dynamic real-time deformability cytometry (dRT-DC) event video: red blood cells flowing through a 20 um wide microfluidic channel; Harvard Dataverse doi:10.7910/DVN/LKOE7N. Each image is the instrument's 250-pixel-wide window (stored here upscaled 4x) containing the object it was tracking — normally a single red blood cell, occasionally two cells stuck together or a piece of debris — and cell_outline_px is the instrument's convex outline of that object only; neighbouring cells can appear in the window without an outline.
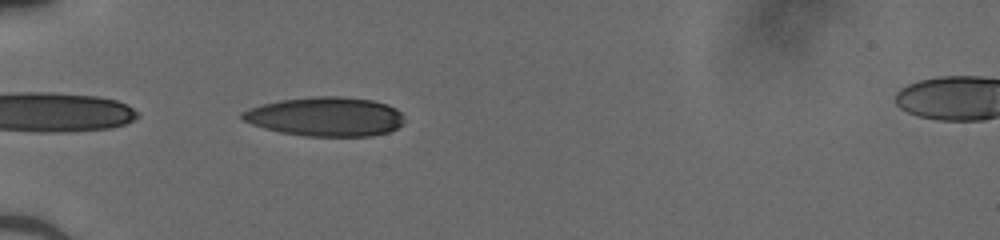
{"species": "human", "species_latin": "Homo sapiens", "temperature_condition": "cold", "stored_images_in_passage": 34, "camera_frame_rate_fps": 3000, "um_per_image_px": 0.085, "donor": {"sex": "male"}, "frame": {"image": 1, "passage_image": 1, "time_ms": 0.0, "image_size_px": [1000, 240], "cell_outline_px": [[404, 124], [388, 132], [372, 136], [304, 136], [280, 132], [264, 128], [252, 124], [244, 120], [240, 116], [240, 112], [248, 108], [280, 100], [312, 96], [340, 96], [372, 100], [388, 104], [396, 108], [400, 112], [404, 120]], "centroid_in_image_um": [27.68, 9.91], "position_along_channel_um": 57.3, "area_um2": 37.17}}
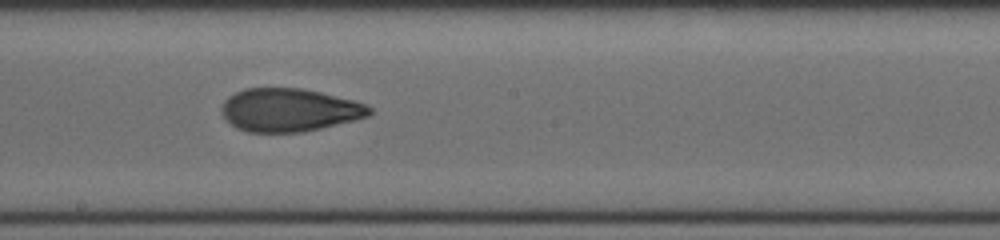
{"frame": {"image": 2, "passage_image": 14, "time_ms": 4.333, "image_size_px": [1000, 240], "cell_outline_px": [[372, 112], [368, 116], [304, 132], [248, 132], [236, 128], [220, 112], [220, 108], [224, 100], [228, 96], [244, 88], [300, 88], [320, 92], [368, 104], [372, 108]], "centroid_in_image_um": [24.56, 9.34], "position_along_channel_um": 223.6, "area_um2": 37.05}}
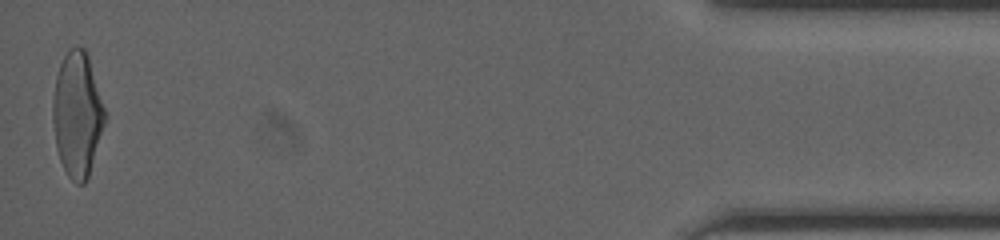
{"frame": {"image": 3, "passage_image": 34, "time_ms": 11.0, "image_size_px": [1000, 240], "cell_outline_px": [[108, 116], [88, 176], [84, 184], [76, 184], [68, 176], [60, 160], [56, 148], [52, 120], [52, 100], [56, 76], [60, 64], [68, 48], [76, 44], [84, 48], [88, 56]], "centroid_in_image_um": [6.57, 9.7], "position_along_channel_um": 428.6, "area_um2": 38.32}}